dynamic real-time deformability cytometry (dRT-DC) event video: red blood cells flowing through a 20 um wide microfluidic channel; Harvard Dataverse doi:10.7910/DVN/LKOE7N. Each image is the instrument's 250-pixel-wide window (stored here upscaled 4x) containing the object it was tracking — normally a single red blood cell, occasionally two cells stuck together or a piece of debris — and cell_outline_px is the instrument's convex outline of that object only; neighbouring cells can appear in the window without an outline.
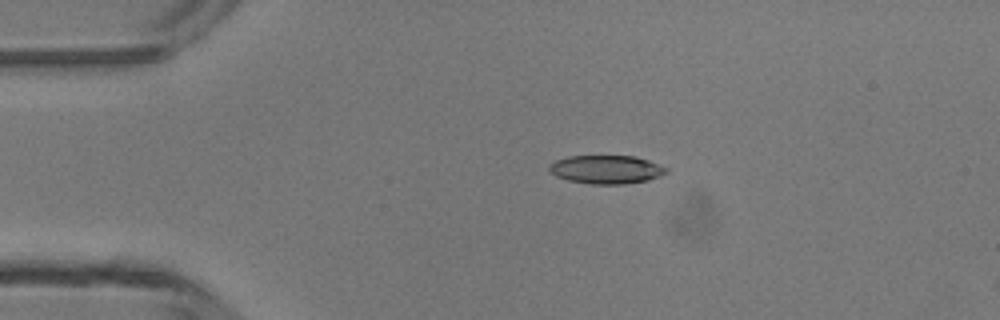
{"species": "common noctule bat (a hibernating species)", "species_latin": "Nyctalus noctula", "temperature_condition": "room temperature", "stored_images_in_passage": 5, "camera_frame_rate_fps": 3000, "um_per_image_px": 0.085, "animal": {"sex": "male", "body_mass_g": 13.3}, "frame": {"image": 1, "passage_image": 3, "time_ms": 2.0, "image_size_px": [1000, 320], "cell_outline_px": [[668, 172], [660, 176], [648, 180], [624, 184], [588, 184], [568, 180], [556, 176], [548, 168], [548, 164], [556, 160], [568, 156], [636, 156], [648, 160], [668, 168]], "centroid_in_image_um": [51.54, 14.4], "position_along_channel_um": 33.5, "area_um2": 19.48}}